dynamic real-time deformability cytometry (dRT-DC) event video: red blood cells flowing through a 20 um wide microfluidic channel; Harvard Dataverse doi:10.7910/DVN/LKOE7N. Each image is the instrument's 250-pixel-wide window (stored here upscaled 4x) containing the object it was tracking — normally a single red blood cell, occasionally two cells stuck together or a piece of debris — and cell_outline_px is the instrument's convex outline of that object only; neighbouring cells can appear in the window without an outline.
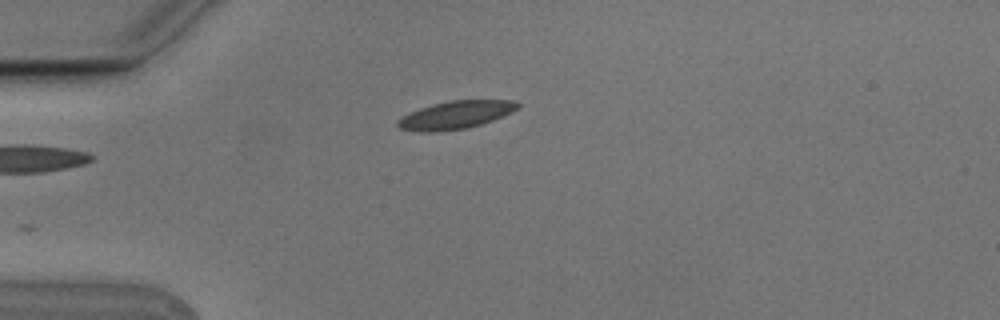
{"species": "Egyptian fruit bat (a non-hibernating species)", "species_latin": "Rousettus aegyptiacus", "temperature_condition": "cold", "stored_images_in_passage": 5, "camera_frame_rate_fps": 3000, "um_per_image_px": 0.085, "animal": {"sex": "male"}, "frame": {"image": 1, "passage_image": 1, "time_ms": 0.0, "image_size_px": [1000, 320], "cell_outline_px": [[520, 108], [492, 120], [468, 128], [436, 132], [420, 132], [400, 128], [396, 124], [396, 120], [420, 108], [432, 104], [448, 100], [516, 100], [520, 104]], "centroid_in_image_um": [38.74, 9.76], "position_along_channel_um": 46.3, "area_um2": 19.48}}
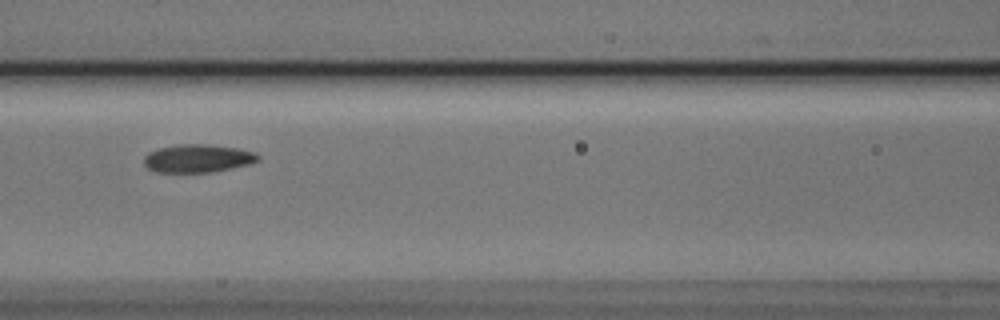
{"frame": {"image": 2, "passage_image": 4, "time_ms": 1.0, "image_size_px": [1000, 320], "cell_outline_px": [[260, 160], [248, 164], [232, 168], [212, 172], [156, 172], [148, 168], [144, 164], [144, 156], [148, 152], [156, 148], [180, 144], [208, 144], [236, 148], [256, 152], [260, 156]], "centroid_in_image_um": [16.8, 13.46], "position_along_channel_um": 149.8, "area_um2": 18.79}}
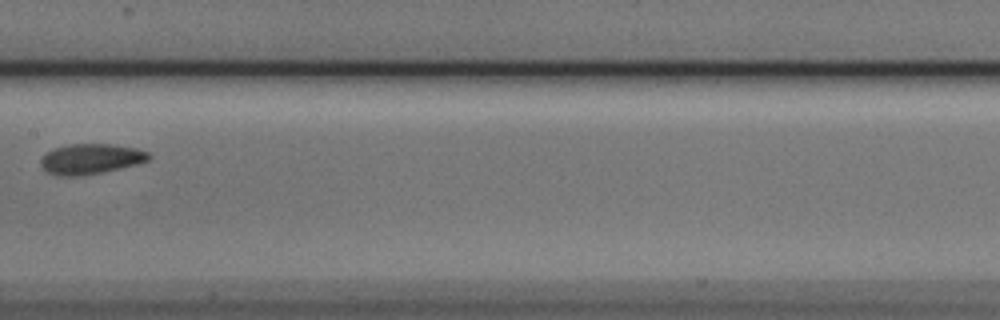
{"frame": {"image": 3, "passage_image": 5, "time_ms": 1.333, "image_size_px": [1000, 320], "cell_outline_px": [[152, 156], [148, 160], [136, 164], [100, 172], [76, 176], [60, 176], [48, 172], [40, 164], [40, 160], [44, 152], [52, 148], [68, 144], [112, 144], [136, 148], [148, 152]], "centroid_in_image_um": [7.67, 13.49], "position_along_channel_um": 199.7, "area_um2": 19.02}}